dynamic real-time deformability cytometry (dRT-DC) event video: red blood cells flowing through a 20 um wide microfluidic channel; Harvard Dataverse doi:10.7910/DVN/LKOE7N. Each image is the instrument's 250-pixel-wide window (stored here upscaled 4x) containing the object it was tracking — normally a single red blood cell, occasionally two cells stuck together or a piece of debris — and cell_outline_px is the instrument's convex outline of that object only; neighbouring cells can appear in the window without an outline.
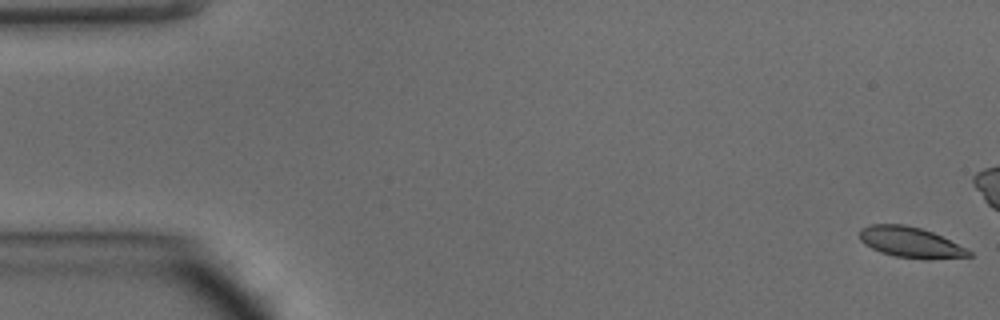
{"species": "common noctule bat (a hibernating species)", "species_latin": "Nyctalus noctula", "temperature_condition": "warm", "stored_images_in_passage": 15, "camera_frame_rate_fps": 3000, "um_per_image_px": 0.085, "animal": {"sex": "male", "body_mass_g": 15.6}, "frame": {"image": 1, "passage_image": 1, "time_ms": 0.0, "image_size_px": [1000, 320], "cell_outline_px": [[972, 256], [928, 260], [924, 260], [896, 256], [880, 252], [864, 244], [860, 240], [860, 228], [868, 224], [904, 224], [920, 228], [932, 232], [972, 252]], "centroid_in_image_um": [77.35, 20.6], "position_along_channel_um": 7.7, "area_um2": 19.42}}